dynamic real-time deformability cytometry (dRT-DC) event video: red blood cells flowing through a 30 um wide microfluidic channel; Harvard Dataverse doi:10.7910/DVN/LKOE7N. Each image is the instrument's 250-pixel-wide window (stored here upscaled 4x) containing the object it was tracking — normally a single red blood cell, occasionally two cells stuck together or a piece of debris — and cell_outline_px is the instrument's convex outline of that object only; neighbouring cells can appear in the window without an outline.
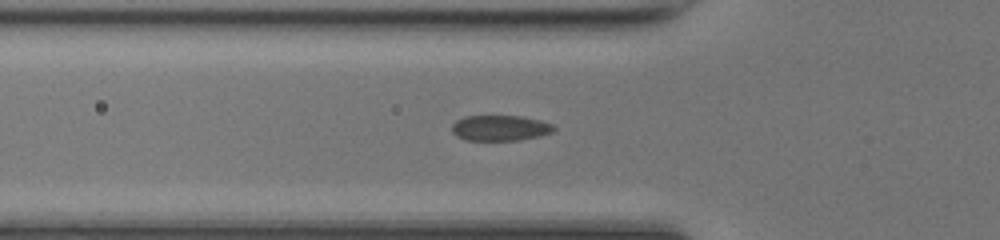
{"species": "common noctule bat (a hibernating species)", "species_latin": "Nyctalus noctula", "temperature_condition": "room temperature", "stored_images_in_passage": 34, "camera_frame_rate_fps": 3000, "um_per_image_px": 0.085, "animal": {"sex": "female", "body_mass_g": 17.0, "forearm_length_mm": 48.0}, "frame": {"image": 1, "passage_image": 2, "time_ms": 0.333, "image_size_px": [1000, 240], "cell_outline_px": [[556, 128], [552, 132], [540, 136], [520, 140], [464, 140], [456, 136], [452, 132], [452, 124], [456, 120], [464, 116], [524, 116], [540, 120], [552, 124]], "centroid_in_image_um": [42.5, 10.88], "position_along_channel_um": 83.3, "area_um2": 15.32}}
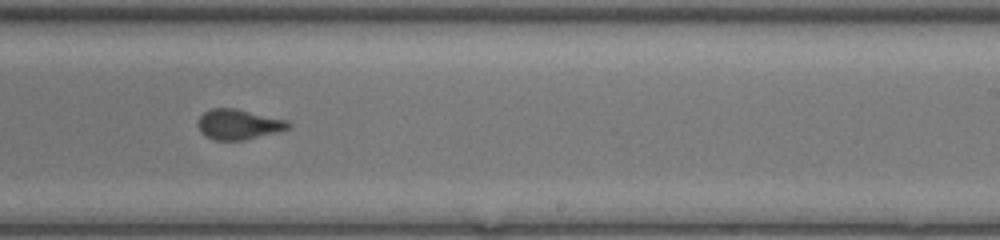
{"frame": {"image": 2, "passage_image": 15, "time_ms": 4.667, "image_size_px": [1000, 240], "cell_outline_px": [[292, 124], [288, 128], [276, 132], [244, 140], [216, 140], [204, 136], [200, 132], [196, 124], [196, 120], [204, 112], [212, 108], [236, 108], [288, 120]], "centroid_in_image_um": [20.23, 10.56], "position_along_channel_um": 268.8, "area_um2": 16.07}}
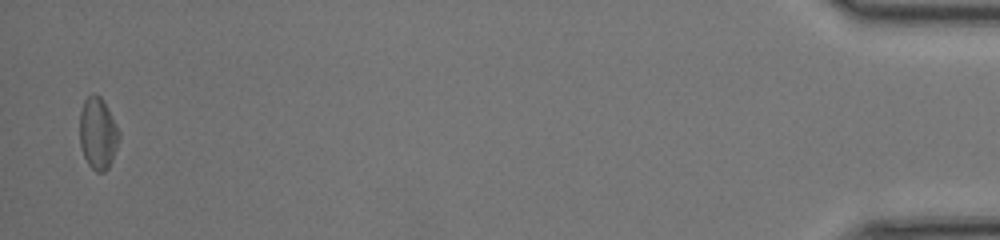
{"frame": {"image": 3, "passage_image": 33, "time_ms": 10.667, "image_size_px": [1000, 240], "cell_outline_px": [[120, 136], [112, 160], [108, 168], [104, 172], [96, 172], [88, 164], [84, 156], [80, 144], [80, 112], [84, 100], [92, 92], [100, 96], [104, 100], [120, 132]], "centroid_in_image_um": [8.32, 11.32], "position_along_channel_um": 426.9, "area_um2": 16.53}, "authors_computed_cell_mechanics": {"area_um2": 15.895, "velocity_mm_per_s": 4.2768, "shape_relaxation_time_tau1_ms": 3.5454, "shape_relaxation_time_tau2_ms": 0.6672, "deformation_change_tau1": 0.1132, "deformation_change_tau2": 0.0616}}